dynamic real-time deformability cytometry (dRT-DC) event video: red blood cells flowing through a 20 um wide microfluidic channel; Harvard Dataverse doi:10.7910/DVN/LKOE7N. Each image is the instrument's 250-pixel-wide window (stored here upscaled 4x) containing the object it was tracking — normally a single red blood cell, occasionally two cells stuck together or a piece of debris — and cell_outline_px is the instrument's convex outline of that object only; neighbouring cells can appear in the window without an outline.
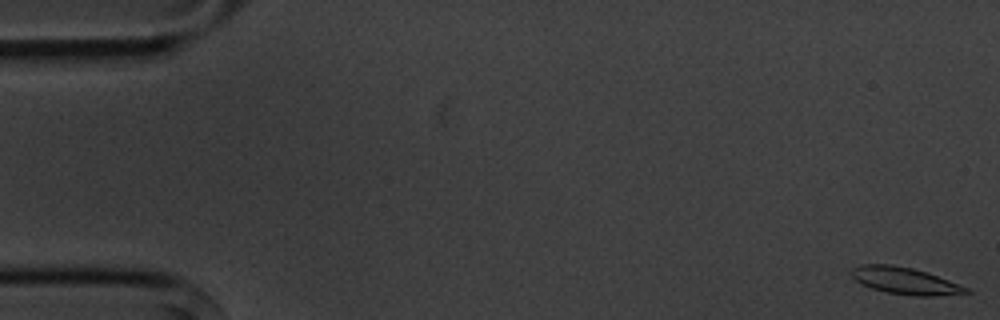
{"species": "common noctule bat (a hibernating species)", "species_latin": "Nyctalus noctula", "temperature_condition": "cold", "stored_images_in_passage": 5, "camera_frame_rate_fps": 3000, "um_per_image_px": 0.085, "animal": {"sex": "male", "body_mass_g": 20.1, "forearm_length_mm": 53.5}, "frame": {"image": 1, "passage_image": 1, "time_ms": 0.0, "image_size_px": [1000, 320], "cell_outline_px": [[972, 292], [932, 296], [916, 296], [884, 292], [872, 288], [856, 280], [852, 276], [852, 268], [860, 264], [892, 264], [912, 268], [960, 284], [968, 288]], "centroid_in_image_um": [76.91, 23.86], "position_along_channel_um": 8.1, "area_um2": 17.69}}
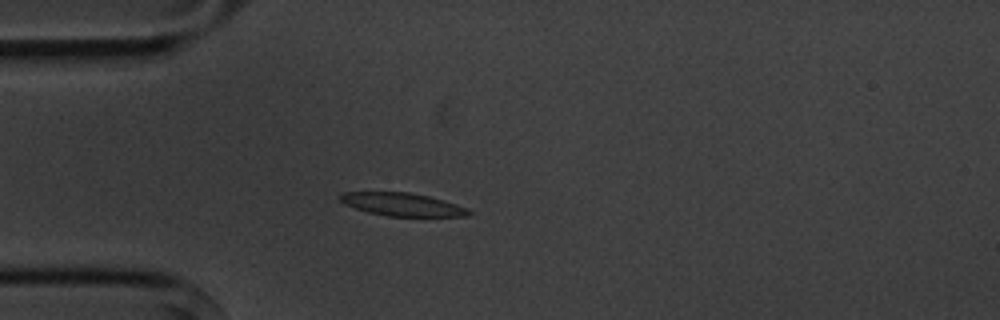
{"frame": {"image": 2, "passage_image": 5, "time_ms": 4.667, "image_size_px": [1000, 320], "cell_outline_px": [[472, 212], [468, 216], [388, 216], [368, 212], [344, 204], [340, 200], [340, 196], [344, 192], [412, 192], [444, 200], [468, 208]], "centroid_in_image_um": [34.22, 17.37], "position_along_channel_um": 50.8, "area_um2": 17.17}}